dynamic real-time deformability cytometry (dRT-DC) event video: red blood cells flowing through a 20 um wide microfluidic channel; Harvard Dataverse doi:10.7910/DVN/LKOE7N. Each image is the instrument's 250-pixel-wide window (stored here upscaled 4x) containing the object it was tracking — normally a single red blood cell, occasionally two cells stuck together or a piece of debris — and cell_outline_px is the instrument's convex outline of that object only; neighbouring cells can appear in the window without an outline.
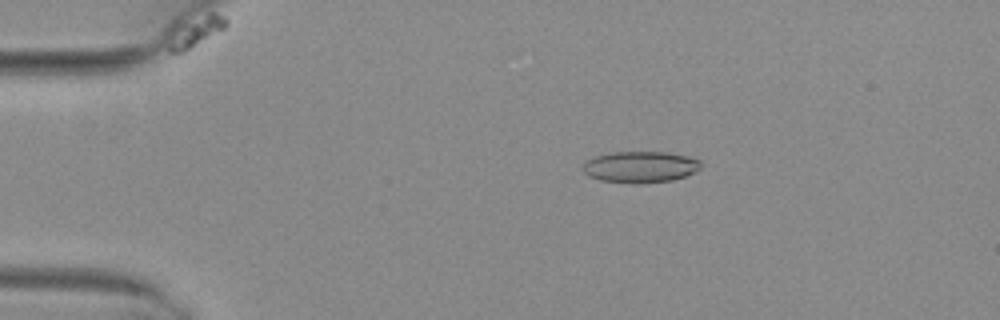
{"species": "common noctule bat (a hibernating species)", "species_latin": "Nyctalus noctula", "temperature_condition": "warm", "stored_images_in_passage": 3, "camera_frame_rate_fps": 3000, "um_per_image_px": 0.085, "animal": {"sex": "female", "body_mass_g": 29.2, "forearm_length_mm": 56.3}, "frame": {"image": 1, "passage_image": 2, "time_ms": 0.333, "image_size_px": [1000, 320], "cell_outline_px": [[700, 168], [684, 176], [672, 180], [640, 184], [636, 184], [600, 180], [588, 176], [580, 168], [584, 160], [596, 156], [612, 152], [668, 152], [688, 156], [700, 160]], "centroid_in_image_um": [54.36, 14.19], "position_along_channel_um": 30.6, "area_um2": 21.73}}